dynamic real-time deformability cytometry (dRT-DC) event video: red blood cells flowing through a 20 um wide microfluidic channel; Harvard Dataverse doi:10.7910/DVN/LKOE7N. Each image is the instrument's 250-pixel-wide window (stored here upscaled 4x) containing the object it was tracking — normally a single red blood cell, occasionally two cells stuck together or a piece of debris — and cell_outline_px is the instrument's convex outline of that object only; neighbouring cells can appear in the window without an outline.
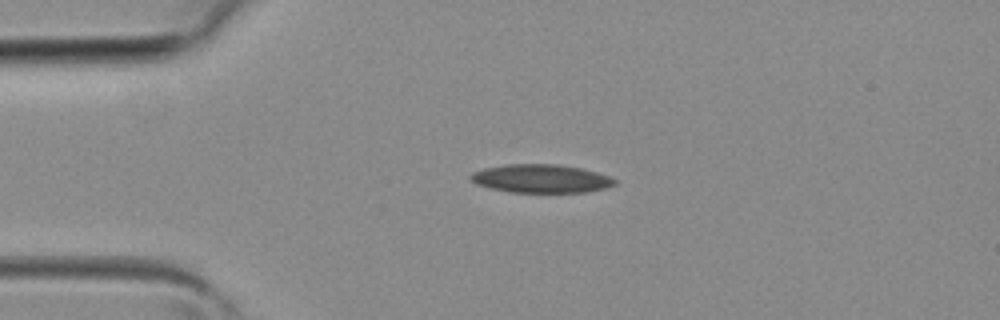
{"species": "common noctule bat (a hibernating species)", "species_latin": "Nyctalus noctula", "temperature_condition": "room temperature", "stored_images_in_passage": 3, "camera_frame_rate_fps": 3000, "um_per_image_px": 0.085, "animal": {"sex": "female", "body_mass_g": 19.3, "forearm_length_mm": 54.1}, "frame": {"image": 1, "passage_image": 2, "time_ms": 0.333, "image_size_px": [1000, 320], "cell_outline_px": [[616, 184], [608, 188], [588, 192], [512, 192], [492, 188], [476, 184], [468, 176], [472, 172], [484, 168], [508, 164], [556, 164], [580, 168], [596, 172], [608, 176], [616, 180]], "centroid_in_image_um": [46.0, 15.18], "position_along_channel_um": 39.0, "area_um2": 23.76}}
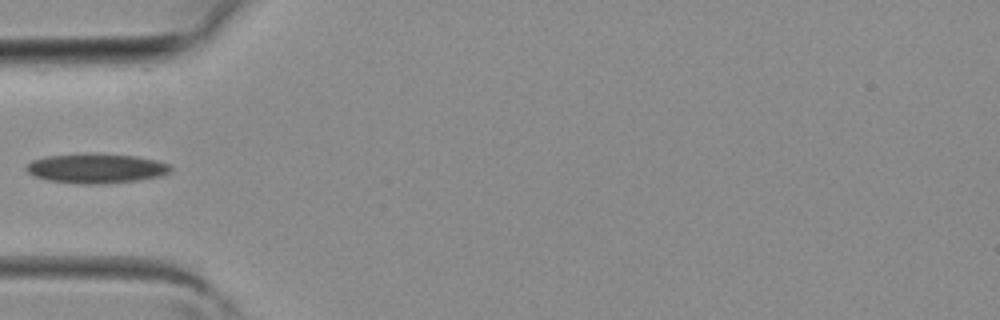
{"frame": {"image": 2, "passage_image": 3, "time_ms": 0.667, "image_size_px": [1000, 320], "cell_outline_px": [[172, 172], [160, 176], [112, 184], [80, 184], [44, 180], [32, 176], [24, 168], [32, 160], [44, 156], [84, 152], [136, 156], [156, 160], [168, 164], [172, 168]], "centroid_in_image_um": [8.13, 14.31], "position_along_channel_um": 76.9, "area_um2": 25.55}}